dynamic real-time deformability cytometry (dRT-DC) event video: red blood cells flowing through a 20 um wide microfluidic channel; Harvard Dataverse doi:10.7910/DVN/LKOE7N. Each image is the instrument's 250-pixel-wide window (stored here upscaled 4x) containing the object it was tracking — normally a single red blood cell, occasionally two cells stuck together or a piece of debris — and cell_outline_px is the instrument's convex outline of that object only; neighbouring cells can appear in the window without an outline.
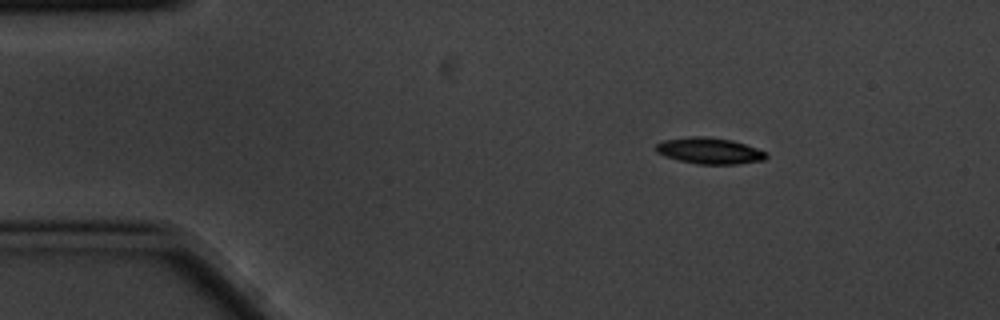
{"species": "common noctule bat (a hibernating species)", "species_latin": "Nyctalus noctula", "temperature_condition": "cold", "stored_images_in_passage": 3, "camera_frame_rate_fps": 3000, "um_per_image_px": 0.085, "animal": {"sex": "male", "body_mass_g": 20.1, "forearm_length_mm": 53.5}, "frame": {"image": 1, "passage_image": 1, "time_ms": 0.0, "image_size_px": [1000, 320], "cell_outline_px": [[768, 156], [764, 160], [740, 164], [696, 164], [664, 156], [656, 152], [656, 144], [664, 140], [688, 136], [708, 136], [732, 140], [768, 152]], "centroid_in_image_um": [60.32, 12.81], "position_along_channel_um": 24.7, "area_um2": 16.99}}